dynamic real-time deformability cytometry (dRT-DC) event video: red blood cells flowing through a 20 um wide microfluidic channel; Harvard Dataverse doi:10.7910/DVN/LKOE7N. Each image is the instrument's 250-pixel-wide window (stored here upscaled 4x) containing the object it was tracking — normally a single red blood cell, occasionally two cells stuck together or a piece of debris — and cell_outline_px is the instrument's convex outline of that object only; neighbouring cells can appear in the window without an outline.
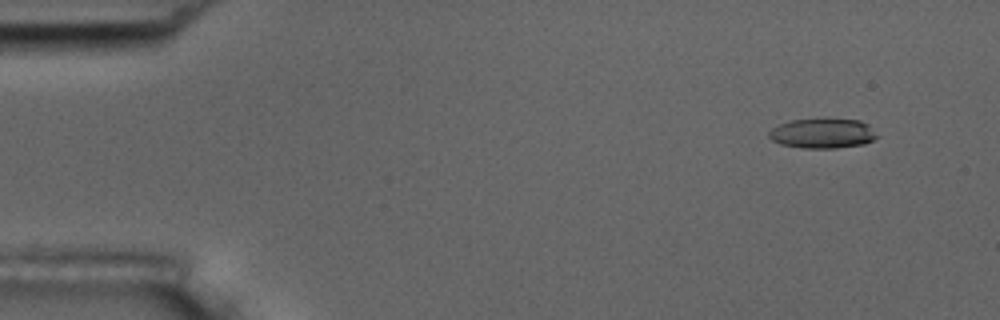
{"species": "common noctule bat (a hibernating species)", "species_latin": "Nyctalus noctula", "temperature_condition": "room temperature", "stored_images_in_passage": 15, "camera_frame_rate_fps": 3000, "um_per_image_px": 0.085, "animal": {"sex": "male", "body_mass_g": 17.5, "forearm_length_mm": 52.3}, "frame": {"image": 1, "passage_image": 1, "time_ms": 0.0, "image_size_px": [1000, 320], "cell_outline_px": [[880, 136], [864, 144], [836, 148], [800, 148], [780, 144], [772, 140], [768, 136], [768, 132], [772, 128], [780, 124], [792, 120], [824, 116], [828, 116], [860, 120], [868, 124]], "centroid_in_image_um": [69.94, 11.29], "position_along_channel_um": 15.1, "area_um2": 19.65}}
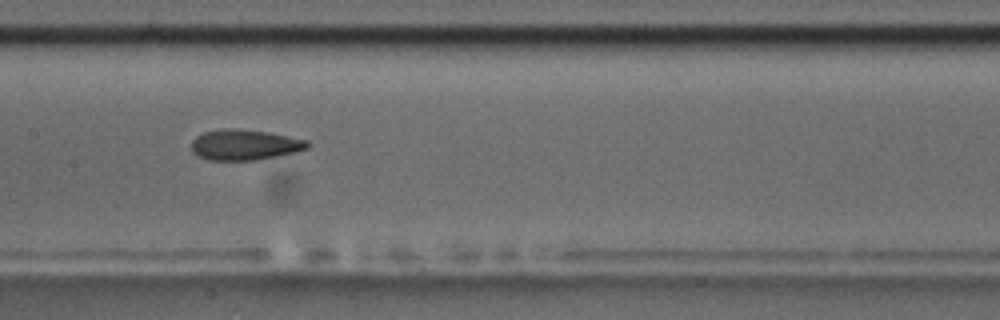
{"frame": {"image": 2, "passage_image": 7, "time_ms": 7.667, "image_size_px": [1000, 320], "cell_outline_px": [[312, 144], [308, 148], [296, 152], [256, 160], [208, 160], [196, 156], [192, 152], [192, 140], [196, 136], [204, 132], [224, 128], [232, 128], [268, 132], [308, 140]], "centroid_in_image_um": [20.79, 12.31], "position_along_channel_um": 186.6, "area_um2": 20.81}}
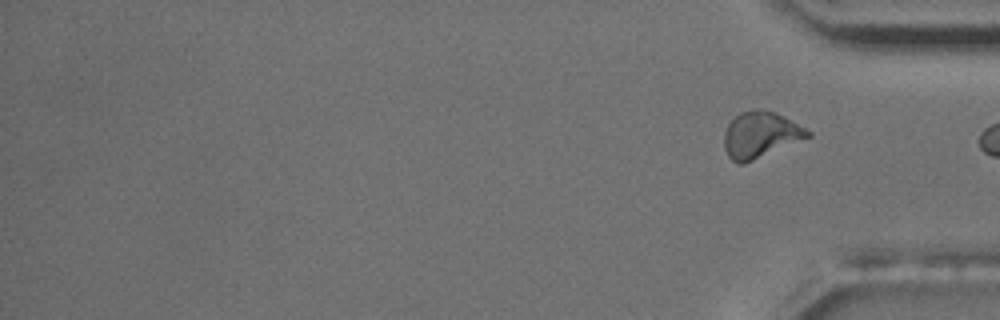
{"frame": {"image": 3, "passage_image": 15, "time_ms": 18.0, "image_size_px": [1000, 320], "cell_outline_px": [[812, 136], [744, 164], [736, 164], [728, 156], [724, 148], [724, 132], [728, 124], [740, 112], [756, 108], [760, 108], [776, 112], [784, 116], [812, 132]], "centroid_in_image_um": [64.63, 11.45], "position_along_channel_um": 370.6, "area_um2": 22.66}, "authors_computed_cell_mechanics": {"area_um2": 20.9814, "velocity_mm_per_s": 3.6491, "shape_relaxation_time_tau1_ms": 7.3258, "shape_relaxation_time_tau2_ms": 1.8545, "deformation_change_tau1": 0.1815, "deformation_change_tau2": 0.0781}}